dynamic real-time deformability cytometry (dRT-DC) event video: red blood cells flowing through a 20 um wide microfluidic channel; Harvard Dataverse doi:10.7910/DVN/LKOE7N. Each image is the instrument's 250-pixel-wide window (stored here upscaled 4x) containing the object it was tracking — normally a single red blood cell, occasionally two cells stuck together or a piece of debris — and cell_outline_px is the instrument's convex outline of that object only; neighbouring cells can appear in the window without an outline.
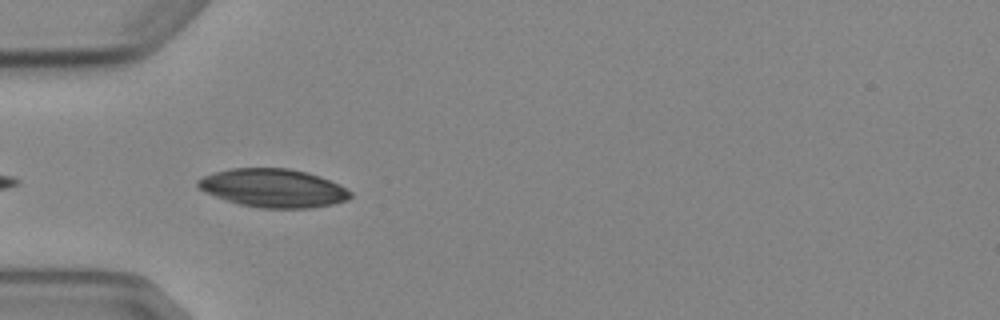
{"species": "Egyptian fruit bat (a non-hibernating species)", "species_latin": "Rousettus aegyptiacus", "temperature_condition": "cold", "stored_images_in_passage": 6, "camera_frame_rate_fps": 3000, "um_per_image_px": 0.085, "animal": {"sex": "female"}, "frame": {"image": 1, "passage_image": 5, "time_ms": 4.667, "image_size_px": [1000, 320], "cell_outline_px": [[352, 196], [348, 200], [332, 204], [312, 208], [260, 208], [240, 204], [204, 192], [196, 184], [196, 180], [212, 172], [232, 168], [288, 168], [308, 172], [320, 176], [340, 184], [352, 192]], "centroid_in_image_um": [23.25, 15.98], "position_along_channel_um": 61.8, "area_um2": 34.28}}
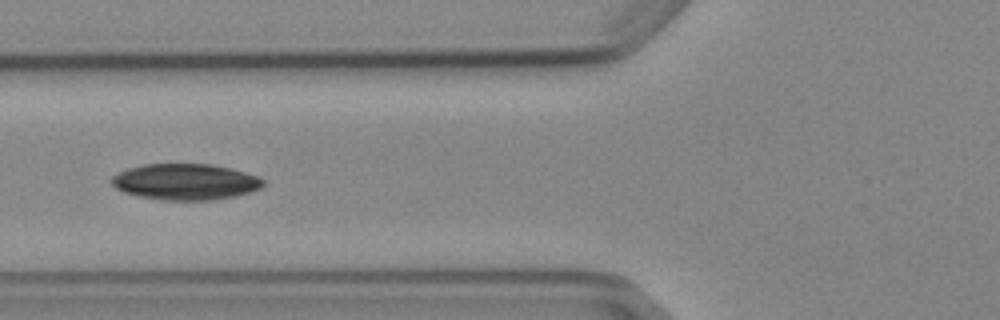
{"frame": {"image": 2, "passage_image": 6, "time_ms": 6.0, "image_size_px": [1000, 320], "cell_outline_px": [[264, 184], [260, 188], [236, 196], [212, 200], [160, 200], [140, 196], [124, 192], [116, 188], [108, 180], [112, 176], [128, 168], [140, 164], [212, 164], [244, 172], [256, 176], [264, 180]], "centroid_in_image_um": [15.72, 15.45], "position_along_channel_um": 110.1, "area_um2": 31.85}}